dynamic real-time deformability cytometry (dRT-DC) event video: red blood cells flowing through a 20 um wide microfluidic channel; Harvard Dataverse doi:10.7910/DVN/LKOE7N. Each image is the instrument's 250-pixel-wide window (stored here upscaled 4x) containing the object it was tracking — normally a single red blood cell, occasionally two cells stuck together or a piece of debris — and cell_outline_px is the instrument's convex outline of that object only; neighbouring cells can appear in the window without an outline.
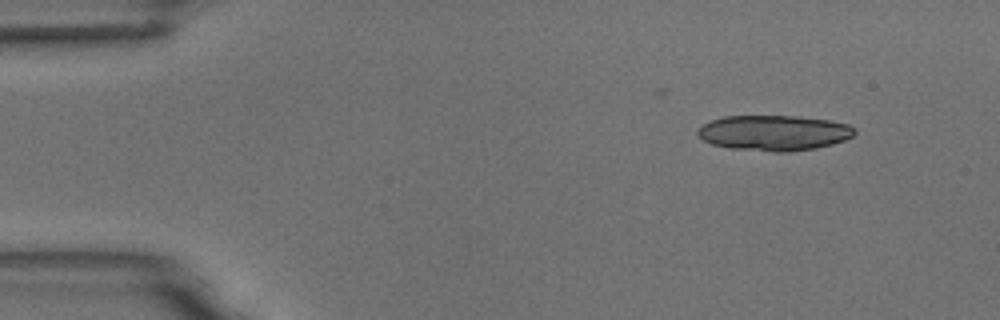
{"species": "common noctule bat (a hibernating species)", "species_latin": "Nyctalus noctula", "temperature_condition": "room temperature", "stored_images_in_passage": 6, "camera_frame_rate_fps": 3000, "um_per_image_px": 0.085, "animal": {"sex": "male", "body_mass_g": 18.8}, "frame": {"image": 1, "passage_image": 2, "time_ms": 2.333, "image_size_px": [1000, 320], "cell_outline_px": [[856, 132], [852, 136], [844, 140], [832, 144], [816, 148], [788, 152], [772, 152], [728, 148], [712, 144], [704, 140], [696, 132], [704, 124], [712, 120], [724, 116], [796, 116], [828, 120], [848, 124], [856, 128]], "centroid_in_image_um": [65.8, 11.3], "position_along_channel_um": 19.2, "area_um2": 32.37}}